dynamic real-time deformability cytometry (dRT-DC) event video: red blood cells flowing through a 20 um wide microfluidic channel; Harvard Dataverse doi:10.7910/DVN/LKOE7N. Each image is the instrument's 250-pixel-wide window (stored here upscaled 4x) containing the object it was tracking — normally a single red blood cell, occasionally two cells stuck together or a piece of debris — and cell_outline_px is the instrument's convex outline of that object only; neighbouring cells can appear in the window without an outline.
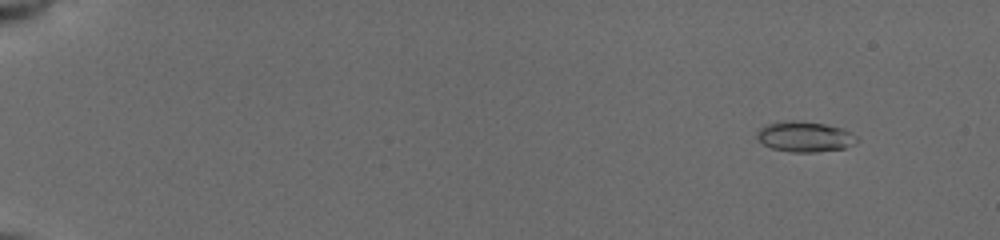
{"species": "common noctule bat (a hibernating species)", "species_latin": "Nyctalus noctula", "temperature_condition": "cold", "stored_images_in_passage": 28, "camera_frame_rate_fps": 3000, "um_per_image_px": 0.085, "animal": {"sex": "female", "body_mass_g": 19.5, "forearm_length_mm": 54.1}, "frame": {"image": 1, "passage_image": 8, "time_ms": 1.667, "image_size_px": [1000, 240], "cell_outline_px": [[860, 140], [856, 144], [844, 148], [816, 152], [792, 152], [772, 148], [764, 144], [756, 136], [756, 132], [764, 124], [784, 120], [792, 120], [824, 124], [844, 128], [856, 136]], "centroid_in_image_um": [68.42, 11.61], "position_along_channel_um": 16.6, "area_um2": 17.86}}
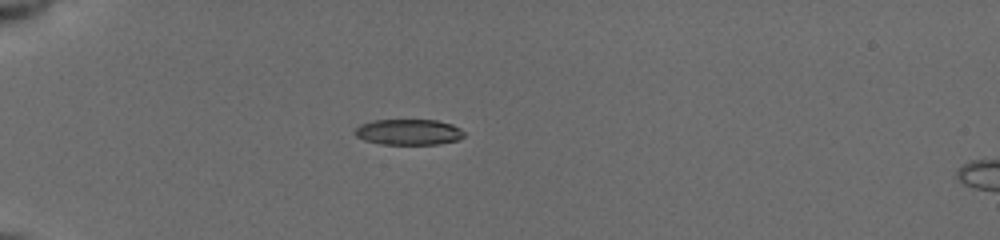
{"frame": {"image": 2, "passage_image": 25, "time_ms": 5.667, "image_size_px": [1000, 240], "cell_outline_px": [[464, 136], [456, 140], [436, 144], [380, 144], [364, 140], [356, 136], [352, 132], [360, 124], [372, 120], [436, 120], [452, 124], [460, 128], [464, 132]], "centroid_in_image_um": [34.69, 11.22], "position_along_channel_um": 50.3, "area_um2": 16.42}}